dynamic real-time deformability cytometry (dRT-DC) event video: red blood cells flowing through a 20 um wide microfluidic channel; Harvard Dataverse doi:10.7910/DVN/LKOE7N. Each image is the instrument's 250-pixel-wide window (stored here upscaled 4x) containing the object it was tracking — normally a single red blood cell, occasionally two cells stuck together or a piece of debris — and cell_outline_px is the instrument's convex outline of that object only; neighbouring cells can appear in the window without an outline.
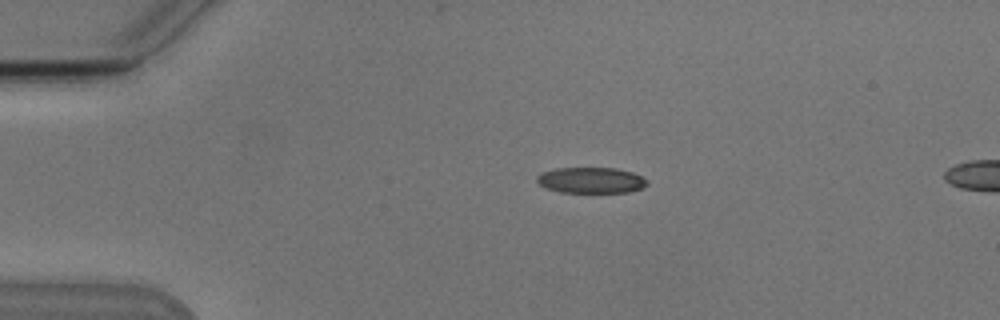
{"species": "Egyptian fruit bat (a non-hibernating species)", "species_latin": "Rousettus aegyptiacus", "temperature_condition": "cold", "stored_images_in_passage": 6, "camera_frame_rate_fps": 3000, "um_per_image_px": 0.085, "animal": {"sex": "male"}, "frame": {"image": 1, "passage_image": 6, "time_ms": 6.333, "image_size_px": [1000, 320], "cell_outline_px": [[648, 184], [644, 188], [628, 192], [560, 192], [548, 188], [540, 184], [536, 180], [536, 176], [540, 172], [556, 168], [616, 168], [632, 172], [648, 180]], "centroid_in_image_um": [50.25, 15.31], "position_along_channel_um": 34.8, "area_um2": 16.65}}